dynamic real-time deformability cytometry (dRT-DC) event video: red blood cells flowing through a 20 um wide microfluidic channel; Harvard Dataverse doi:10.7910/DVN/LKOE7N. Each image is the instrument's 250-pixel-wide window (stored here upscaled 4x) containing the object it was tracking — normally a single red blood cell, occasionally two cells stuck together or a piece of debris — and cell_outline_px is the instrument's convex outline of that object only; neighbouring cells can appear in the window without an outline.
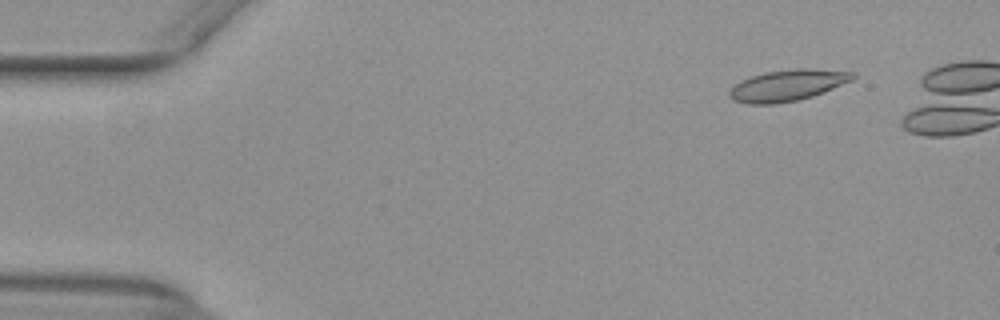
{"species": "common noctule bat (a hibernating species)", "species_latin": "Nyctalus noctula", "temperature_condition": "warm", "stored_images_in_passage": 6, "camera_frame_rate_fps": 3000, "um_per_image_px": 0.085, "animal": {"sex": "female", "body_mass_g": 29.2, "forearm_length_mm": 56.3}, "frame": {"image": 1, "passage_image": 1, "time_ms": 0.0, "image_size_px": [1000, 320], "cell_outline_px": [[856, 76], [852, 80], [812, 96], [796, 100], [776, 104], [744, 104], [732, 100], [728, 96], [728, 92], [740, 80], [764, 72], [796, 68], [804, 68], [856, 72]], "centroid_in_image_um": [66.9, 7.25], "position_along_channel_um": 18.1, "area_um2": 22.43}}